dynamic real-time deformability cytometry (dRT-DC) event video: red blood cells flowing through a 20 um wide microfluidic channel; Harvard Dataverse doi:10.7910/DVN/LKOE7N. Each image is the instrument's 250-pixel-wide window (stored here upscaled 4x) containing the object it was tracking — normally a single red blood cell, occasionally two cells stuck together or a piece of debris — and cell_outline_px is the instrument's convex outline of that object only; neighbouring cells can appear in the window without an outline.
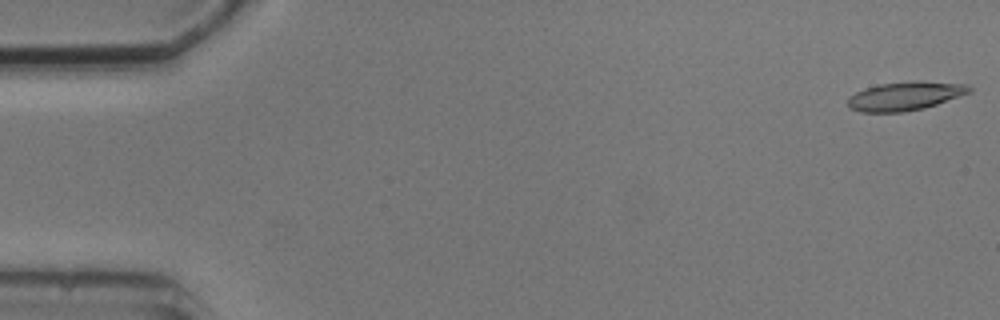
{"species": "common noctule bat (a hibernating species)", "species_latin": "Nyctalus noctula", "temperature_condition": "cold", "stored_images_in_passage": 2, "camera_frame_rate_fps": 3000, "um_per_image_px": 0.085, "animal": {"sex": "male", "body_mass_g": 20.5, "forearm_length_mm": 52.5}, "frame": {"image": 1, "passage_image": 2, "time_ms": 1.0, "image_size_px": [1000, 320], "cell_outline_px": [[972, 92], [924, 108], [904, 112], [860, 112], [852, 108], [848, 104], [848, 100], [856, 92], [864, 88], [880, 84], [916, 80], [968, 84], [972, 88]], "centroid_in_image_um": [76.98, 8.15], "position_along_channel_um": 8.0, "area_um2": 20.29}}